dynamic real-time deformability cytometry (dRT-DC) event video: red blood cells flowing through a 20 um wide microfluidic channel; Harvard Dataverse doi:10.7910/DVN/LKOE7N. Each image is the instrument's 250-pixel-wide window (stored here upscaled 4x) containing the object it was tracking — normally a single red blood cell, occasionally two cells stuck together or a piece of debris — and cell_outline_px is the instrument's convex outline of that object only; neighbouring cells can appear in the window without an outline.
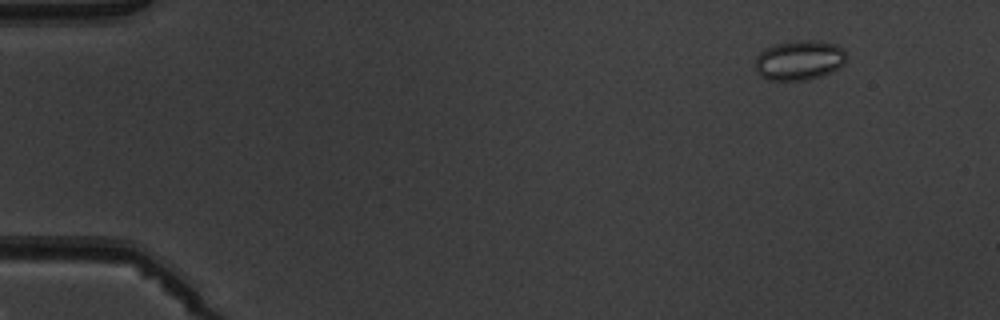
{"species": "common noctule bat (a hibernating species)", "species_latin": "Nyctalus noctula", "temperature_condition": "warm", "stored_images_in_passage": 4, "camera_frame_rate_fps": 3000, "um_per_image_px": 0.085, "animal": {"sex": "male", "body_mass_g": 19.5, "forearm_length_mm": 54.6}, "frame": {"image": 1, "passage_image": 1, "time_ms": 0.0, "image_size_px": [1000, 320], "cell_outline_px": [[848, 56], [844, 64], [840, 68], [832, 72], [808, 80], [768, 80], [760, 76], [756, 72], [756, 56], [764, 48], [776, 44], [796, 40], [812, 40], [836, 44], [844, 48]], "centroid_in_image_um": [67.97, 5.12], "position_along_channel_um": 17.0, "area_um2": 21.5}}
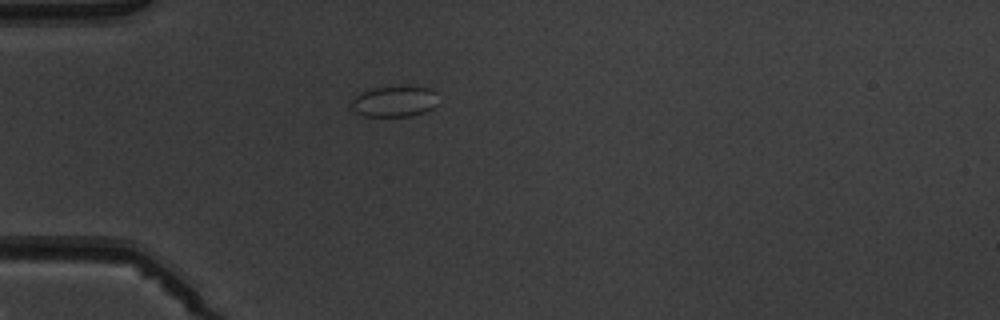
{"frame": {"image": 2, "passage_image": 4, "time_ms": 3.333, "image_size_px": [1000, 320], "cell_outline_px": [[436, 104], [432, 108], [424, 112], [408, 116], [364, 116], [356, 112], [352, 108], [352, 100], [360, 92], [372, 88], [432, 88], [436, 92]], "centroid_in_image_um": [33.5, 8.64], "position_along_channel_um": 51.5, "area_um2": 15.14}}